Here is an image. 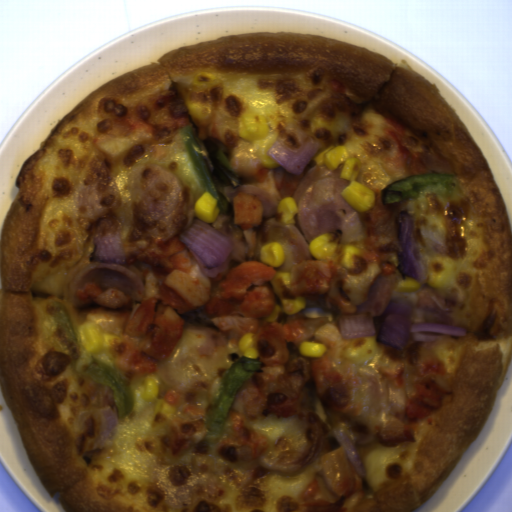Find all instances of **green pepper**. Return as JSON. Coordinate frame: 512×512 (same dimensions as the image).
<instances>
[{
    "instance_id": "green-pepper-3",
    "label": "green pepper",
    "mask_w": 512,
    "mask_h": 512,
    "mask_svg": "<svg viewBox=\"0 0 512 512\" xmlns=\"http://www.w3.org/2000/svg\"><path fill=\"white\" fill-rule=\"evenodd\" d=\"M436 193L445 199L462 198L465 194L460 179L449 173H429L400 178L380 190L383 205L418 199Z\"/></svg>"
},
{
    "instance_id": "green-pepper-1",
    "label": "green pepper",
    "mask_w": 512,
    "mask_h": 512,
    "mask_svg": "<svg viewBox=\"0 0 512 512\" xmlns=\"http://www.w3.org/2000/svg\"><path fill=\"white\" fill-rule=\"evenodd\" d=\"M176 135L198 184L213 195L216 202L219 201L218 193L210 174L214 171L213 164L220 168L233 188L240 185L237 170L224 155L229 154L224 142L208 135L201 140L192 123L183 127Z\"/></svg>"
},
{
    "instance_id": "green-pepper-5",
    "label": "green pepper",
    "mask_w": 512,
    "mask_h": 512,
    "mask_svg": "<svg viewBox=\"0 0 512 512\" xmlns=\"http://www.w3.org/2000/svg\"><path fill=\"white\" fill-rule=\"evenodd\" d=\"M44 311L55 320L59 333L65 339L77 347H81L76 335L72 316L64 303L60 300L46 303Z\"/></svg>"
},
{
    "instance_id": "green-pepper-2",
    "label": "green pepper",
    "mask_w": 512,
    "mask_h": 512,
    "mask_svg": "<svg viewBox=\"0 0 512 512\" xmlns=\"http://www.w3.org/2000/svg\"><path fill=\"white\" fill-rule=\"evenodd\" d=\"M261 363L244 355L237 359L224 373L218 386L215 400L205 412L207 435L205 440L211 444H218L224 429L228 412L234 398L251 376L262 372Z\"/></svg>"
},
{
    "instance_id": "green-pepper-4",
    "label": "green pepper",
    "mask_w": 512,
    "mask_h": 512,
    "mask_svg": "<svg viewBox=\"0 0 512 512\" xmlns=\"http://www.w3.org/2000/svg\"><path fill=\"white\" fill-rule=\"evenodd\" d=\"M79 372L82 376H87L94 382L113 390L119 419L130 415L133 402L130 386L114 369L91 354L89 366Z\"/></svg>"
}]
</instances>
